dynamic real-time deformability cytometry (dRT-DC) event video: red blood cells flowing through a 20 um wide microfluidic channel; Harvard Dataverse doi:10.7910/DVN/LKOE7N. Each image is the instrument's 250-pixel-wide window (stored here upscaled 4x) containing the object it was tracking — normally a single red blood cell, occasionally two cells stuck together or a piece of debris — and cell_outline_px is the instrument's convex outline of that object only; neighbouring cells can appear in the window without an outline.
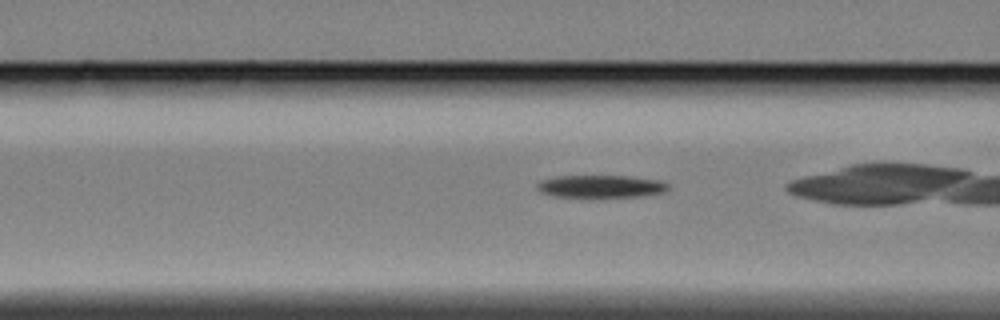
{"species": "Egyptian fruit bat (a non-hibernating species)", "species_latin": "Rousettus aegyptiacus", "temperature_condition": "cold", "stored_images_in_passage": 26, "camera_frame_rate_fps": 3000, "um_per_image_px": 0.085, "animal": {"sex": "female"}, "frame": {"image": 1, "passage_image": 5, "time_ms": 1.333, "image_size_px": [1000, 320], "cell_outline_px": [[668, 188], [664, 192], [640, 196], [552, 196], [540, 192], [536, 188], [536, 184], [540, 180], [556, 176], [628, 176], [660, 180], [668, 184]], "centroid_in_image_um": [51.03, 15.82], "position_along_channel_um": 115.6, "area_um2": 16.99}}
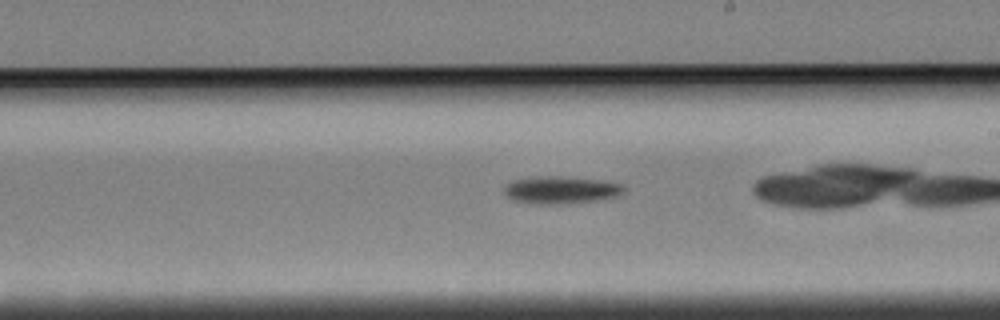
{"frame": {"image": 2, "passage_image": 16, "time_ms": 5.0, "image_size_px": [1000, 320], "cell_outline_px": [[624, 192], [616, 196], [596, 200], [560, 204], [532, 204], [512, 200], [504, 196], [504, 188], [512, 180], [540, 176], [564, 176], [600, 180], [620, 184], [624, 188]], "centroid_in_image_um": [47.61, 16.15], "position_along_channel_um": 241.4, "area_um2": 19.13}}
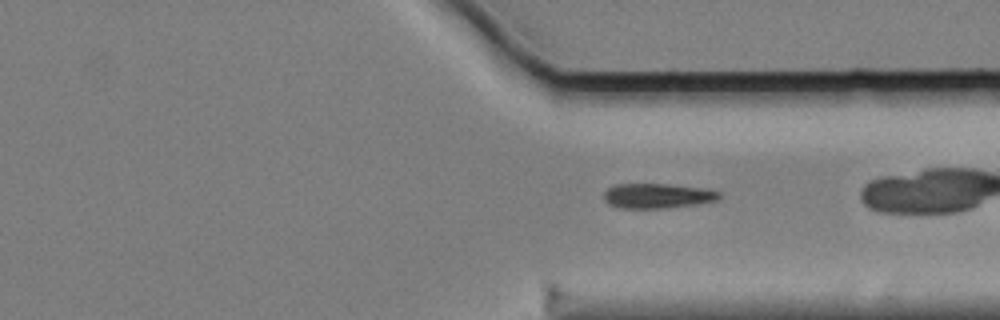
{"frame": {"image": 3, "passage_image": 26, "time_ms": 8.333, "image_size_px": [1000, 320], "cell_outline_px": [[720, 196], [716, 200], [696, 204], [660, 208], [616, 208], [608, 204], [604, 200], [604, 192], [608, 188], [616, 184], [668, 184], [700, 188], [720, 192]], "centroid_in_image_um": [55.8, 16.65], "position_along_channel_um": 355.6, "area_um2": 16.53}}